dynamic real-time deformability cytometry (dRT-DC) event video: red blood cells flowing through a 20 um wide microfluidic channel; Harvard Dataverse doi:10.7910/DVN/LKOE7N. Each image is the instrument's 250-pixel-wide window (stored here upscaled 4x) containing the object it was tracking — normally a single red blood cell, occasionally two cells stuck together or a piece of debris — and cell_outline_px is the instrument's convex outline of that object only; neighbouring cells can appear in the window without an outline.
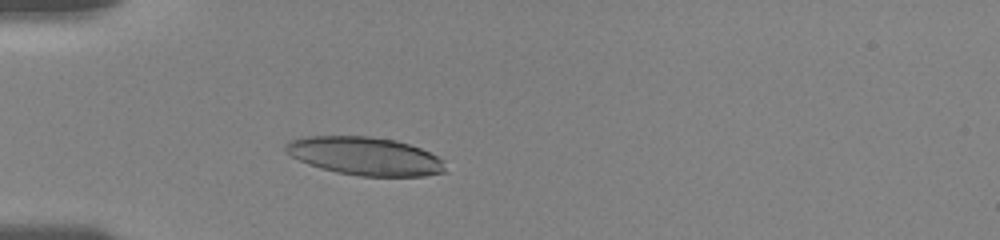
{"species": "human", "species_latin": "Homo sapiens", "temperature_condition": "room temperature", "stored_images_in_passage": 6, "camera_frame_rate_fps": 3000, "um_per_image_px": 0.085, "donor": {"sex": "female"}, "frame": {"image": 1, "passage_image": 6, "time_ms": 3.667, "image_size_px": [1000, 240], "cell_outline_px": [[444, 172], [424, 176], [360, 176], [336, 172], [320, 168], [308, 164], [284, 152], [284, 144], [288, 140], [304, 136], [368, 136], [396, 140], [420, 148], [444, 160]], "centroid_in_image_um": [30.97, 13.26], "position_along_channel_um": 54.0, "area_um2": 35.6}}